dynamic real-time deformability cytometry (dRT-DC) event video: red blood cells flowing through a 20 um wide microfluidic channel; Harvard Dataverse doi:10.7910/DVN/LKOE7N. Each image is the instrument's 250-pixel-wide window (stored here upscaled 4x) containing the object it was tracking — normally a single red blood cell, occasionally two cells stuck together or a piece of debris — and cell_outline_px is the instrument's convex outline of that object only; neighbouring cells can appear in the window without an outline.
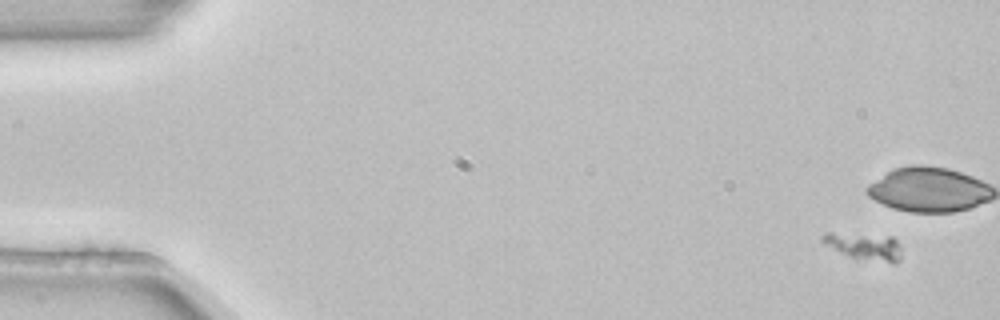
{"species": "common noctule bat (a hibernating species)", "species_latin": "Nyctalus noctula", "temperature_condition": "room temperature", "stored_images_in_passage": 4, "camera_frame_rate_fps": 3000, "um_per_image_px": 0.085, "animal": {"sex": "female", "body_mass_g": 22.7, "forearm_length_mm": 54.2}, "frame": {"image": 1, "passage_image": 1, "time_ms": 0.0, "image_size_px": [1000, 320], "cell_outline_px": [[900, 260], [896, 264], [892, 264], [856, 260], [824, 244], [820, 240], [820, 236], [824, 232], [832, 232], [892, 236], [900, 244]], "centroid_in_image_um": [73.48, 20.96], "position_along_channel_um": 11.5, "area_um2": 13.12}}